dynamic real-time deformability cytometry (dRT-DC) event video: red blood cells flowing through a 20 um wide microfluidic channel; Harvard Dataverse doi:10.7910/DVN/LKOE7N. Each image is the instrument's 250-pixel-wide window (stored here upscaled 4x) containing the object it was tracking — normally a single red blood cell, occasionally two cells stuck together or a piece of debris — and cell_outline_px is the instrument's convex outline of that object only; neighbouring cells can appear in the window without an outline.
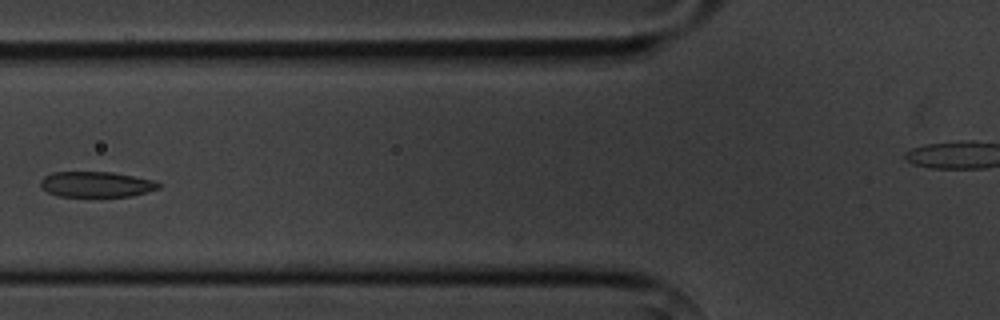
{"species": "common noctule bat (a hibernating species)", "species_latin": "Nyctalus noctula", "temperature_condition": "cold", "stored_images_in_passage": 6, "camera_frame_rate_fps": 3000, "um_per_image_px": 0.085, "animal": {"sex": "male", "body_mass_g": 20.1, "forearm_length_mm": 53.5}, "frame": {"image": 1, "passage_image": 3, "time_ms": 2.333, "image_size_px": [1000, 320], "cell_outline_px": [[160, 188], [148, 192], [132, 196], [60, 196], [48, 192], [40, 184], [40, 180], [44, 176], [52, 172], [112, 172], [156, 180], [160, 184]], "centroid_in_image_um": [8.22, 15.66], "position_along_channel_um": 117.6, "area_um2": 17.57}}
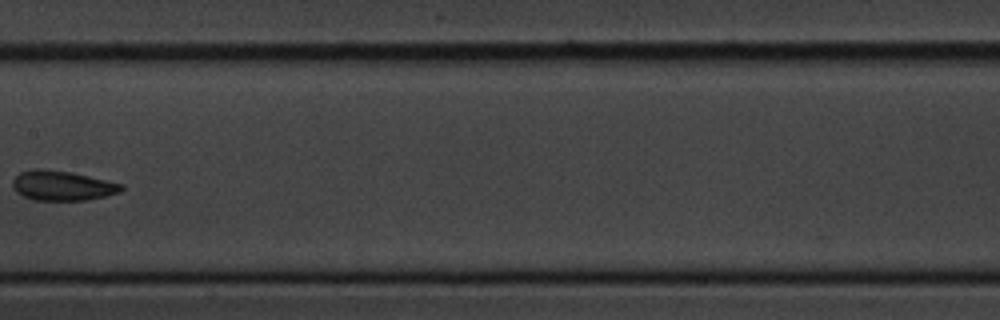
{"frame": {"image": 2, "passage_image": 5, "time_ms": 4.667, "image_size_px": [1000, 320], "cell_outline_px": [[124, 188], [120, 192], [88, 200], [32, 200], [16, 192], [12, 184], [12, 180], [20, 172], [32, 168], [40, 168], [72, 172], [124, 184]], "centroid_in_image_um": [5.29, 15.77], "position_along_channel_um": 202.1, "area_um2": 19.02}}
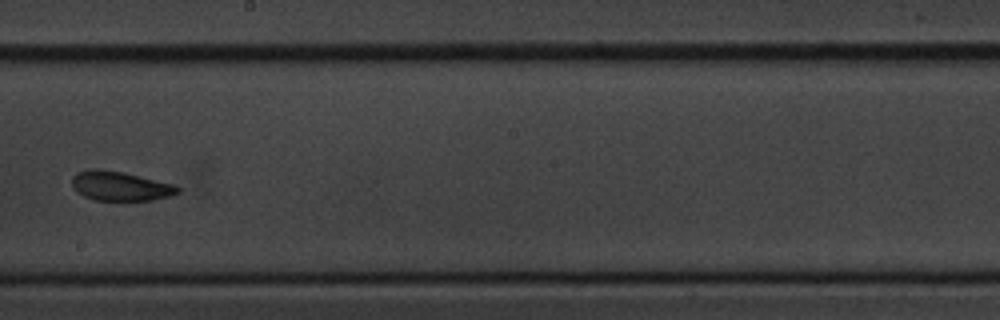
{"frame": {"image": 3, "passage_image": 6, "time_ms": 5.667, "image_size_px": [1000, 320], "cell_outline_px": [[180, 192], [168, 196], [152, 200], [96, 200], [84, 196], [76, 192], [72, 188], [72, 176], [76, 172], [88, 168], [100, 168], [124, 172], [176, 184], [180, 188]], "centroid_in_image_um": [10.19, 15.79], "position_along_channel_um": 238.0, "area_um2": 18.44}}